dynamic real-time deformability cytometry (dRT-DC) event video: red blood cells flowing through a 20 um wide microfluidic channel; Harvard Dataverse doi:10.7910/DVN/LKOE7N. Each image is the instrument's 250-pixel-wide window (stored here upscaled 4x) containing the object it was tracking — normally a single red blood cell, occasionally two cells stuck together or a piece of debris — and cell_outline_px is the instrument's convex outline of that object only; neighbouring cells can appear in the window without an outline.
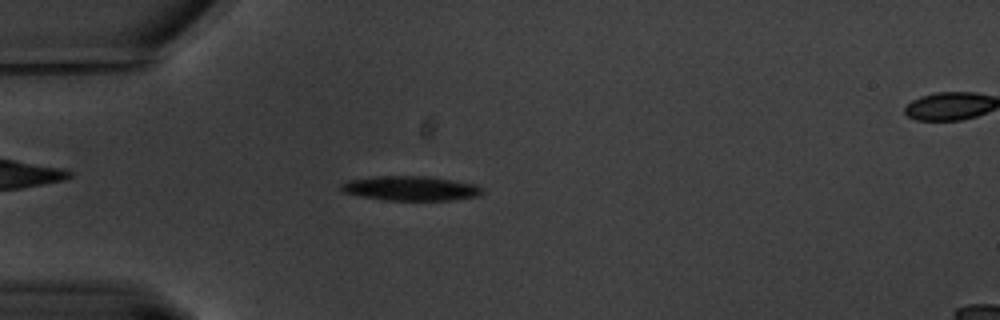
{"species": "common noctule bat (a hibernating species)", "species_latin": "Nyctalus noctula", "temperature_condition": "warm", "stored_images_in_passage": 62, "camera_frame_rate_fps": 3000, "um_per_image_px": 0.085, "animal": {"sex": "male", "body_mass_g": 20.1, "forearm_length_mm": 53.5}, "frame": {"image": 1, "passage_image": 17, "time_ms": 5.333, "image_size_px": [1000, 320], "cell_outline_px": [[484, 192], [480, 196], [452, 200], [384, 200], [340, 192], [340, 184], [348, 180], [376, 176], [428, 176], [476, 184], [484, 188]], "centroid_in_image_um": [34.92, 16.01], "position_along_channel_um": 50.1, "area_um2": 20.4}}
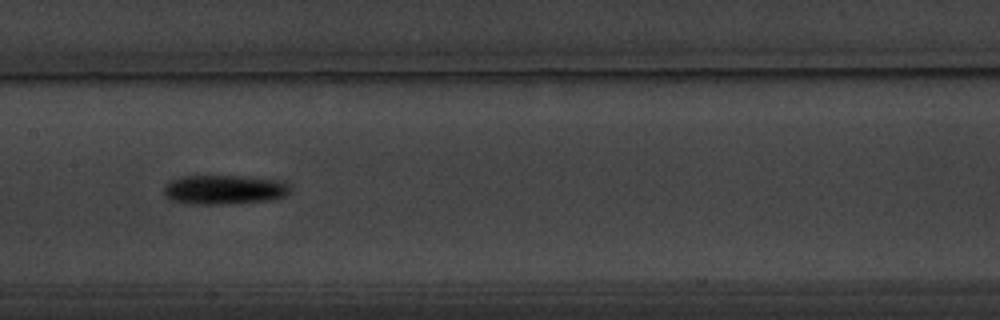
{"frame": {"image": 2, "passage_image": 31, "time_ms": 10.0, "image_size_px": [1000, 320], "cell_outline_px": [[292, 188], [284, 196], [272, 200], [228, 204], [192, 204], [172, 200], [164, 196], [164, 184], [168, 180], [180, 176], [240, 176], [276, 180], [288, 184]], "centroid_in_image_um": [19.0, 16.12], "position_along_channel_um": 188.4, "area_um2": 21.73}}
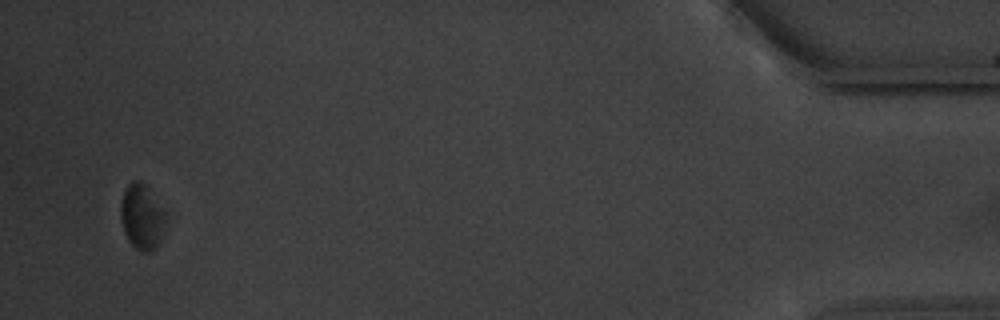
{"frame": {"image": 3, "passage_image": 60, "time_ms": 19.667, "image_size_px": [1000, 320], "cell_outline_px": [[164, 220], [160, 240], [156, 248], [148, 252], [140, 252], [128, 240], [124, 232], [120, 216], [120, 204], [124, 192], [128, 184], [132, 180], [140, 180], [144, 184], [164, 212]], "centroid_in_image_um": [12.01, 18.45], "position_along_channel_um": 423.2, "area_um2": 16.65}, "authors_computed_cell_mechanics": {"area_um2": 20.1144, "velocity_mm_per_s": 3.226, "shape_relaxation_time_tau1_ms": 1.6341, "shape_relaxation_time_tau2_ms": null, "deformation_change_tau1": 0.1326, "deformation_change_tau2": null}}